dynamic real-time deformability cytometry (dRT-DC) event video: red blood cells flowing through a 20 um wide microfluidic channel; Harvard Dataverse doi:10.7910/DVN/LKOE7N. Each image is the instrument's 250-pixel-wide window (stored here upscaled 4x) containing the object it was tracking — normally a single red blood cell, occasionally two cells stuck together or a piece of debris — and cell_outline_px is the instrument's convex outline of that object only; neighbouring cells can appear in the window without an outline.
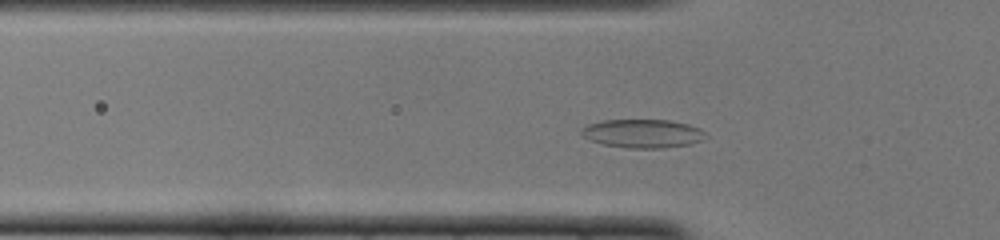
{"species": "common noctule bat (a hibernating species)", "species_latin": "Nyctalus noctula", "temperature_condition": "cold", "stored_images_in_passage": 39, "camera_frame_rate_fps": 3000, "um_per_image_px": 0.085, "animal": {"sex": "female", "body_mass_g": 22.0, "forearm_length_mm": 56.7}, "frame": {"image": 1, "passage_image": 9, "time_ms": 2.667, "image_size_px": [1000, 240], "cell_outline_px": [[708, 136], [704, 140], [692, 144], [660, 148], [628, 148], [604, 144], [592, 140], [584, 136], [580, 132], [588, 124], [604, 120], [668, 120], [688, 124], [700, 128]], "centroid_in_image_um": [54.7, 11.35], "position_along_channel_um": 71.1, "area_um2": 20.58}}
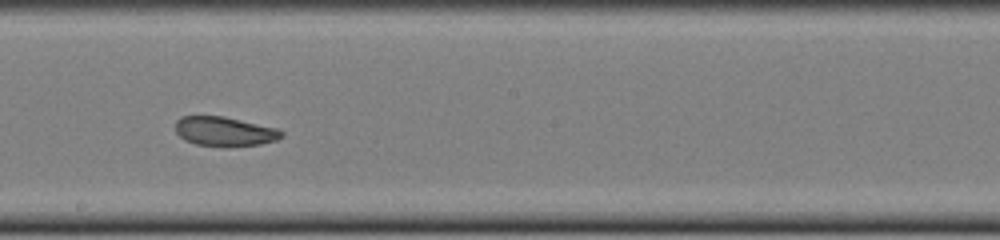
{"frame": {"image": 2, "passage_image": 21, "time_ms": 6.667, "image_size_px": [1000, 240], "cell_outline_px": [[284, 136], [276, 140], [260, 144], [196, 144], [184, 140], [176, 132], [176, 120], [180, 116], [224, 116], [276, 128], [284, 132]], "centroid_in_image_um": [19.07, 11.13], "position_along_channel_um": 229.1, "area_um2": 17.51}}
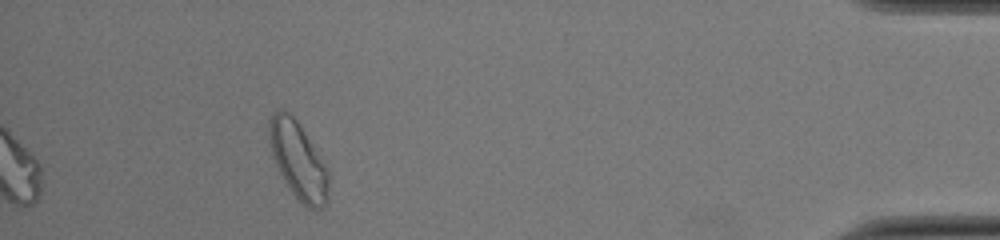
{"frame": {"image": 3, "passage_image": 39, "time_ms": 12.667, "image_size_px": [1000, 240], "cell_outline_px": [[328, 200], [324, 208], [316, 212], [308, 208], [292, 192], [284, 180], [276, 164], [268, 140], [268, 120], [276, 108], [284, 108], [296, 120], [328, 168]], "centroid_in_image_um": [25.34, 13.63], "position_along_channel_um": 409.9, "area_um2": 26.76}, "authors_computed_cell_mechanics": {"area_um2": 19.3052, "velocity_mm_per_s": 3.9591, "shape_relaxation_time_tau1_ms": null, "shape_relaxation_time_tau2_ms": 1.5843, "deformation_change_tau1": null, "deformation_change_tau2": 0.0789}}